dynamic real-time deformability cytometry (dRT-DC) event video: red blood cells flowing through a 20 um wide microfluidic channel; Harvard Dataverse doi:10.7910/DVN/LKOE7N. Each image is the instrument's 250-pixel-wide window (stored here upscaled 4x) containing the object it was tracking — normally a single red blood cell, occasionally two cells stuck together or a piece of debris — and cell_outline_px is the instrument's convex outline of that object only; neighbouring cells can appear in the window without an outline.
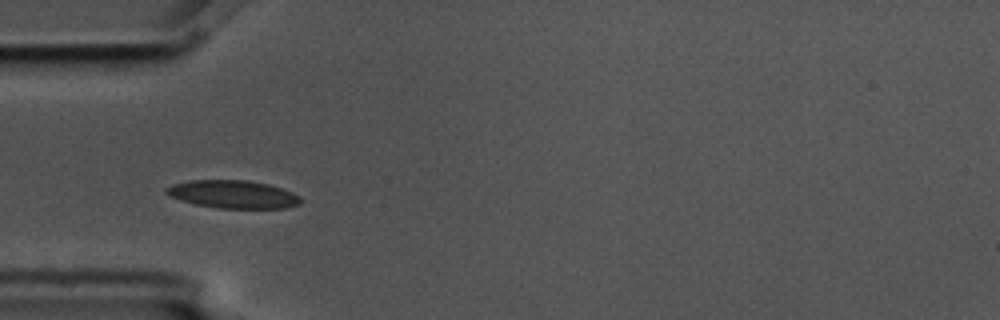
{"species": "common noctule bat (a hibernating species)", "species_latin": "Nyctalus noctula", "temperature_condition": "cold", "stored_images_in_passage": 4, "camera_frame_rate_fps": 3000, "um_per_image_px": 0.085, "animal": {"sex": "male", "body_mass_g": 17.5, "forearm_length_mm": 52.3}, "frame": {"image": 1, "passage_image": 3, "time_ms": 0.667, "image_size_px": [1000, 320], "cell_outline_px": [[300, 204], [284, 208], [220, 208], [196, 204], [180, 200], [168, 196], [164, 192], [164, 188], [172, 184], [192, 180], [248, 180], [268, 184], [292, 192], [300, 196]], "centroid_in_image_um": [19.77, 16.51], "position_along_channel_um": 65.2, "area_um2": 21.85}}